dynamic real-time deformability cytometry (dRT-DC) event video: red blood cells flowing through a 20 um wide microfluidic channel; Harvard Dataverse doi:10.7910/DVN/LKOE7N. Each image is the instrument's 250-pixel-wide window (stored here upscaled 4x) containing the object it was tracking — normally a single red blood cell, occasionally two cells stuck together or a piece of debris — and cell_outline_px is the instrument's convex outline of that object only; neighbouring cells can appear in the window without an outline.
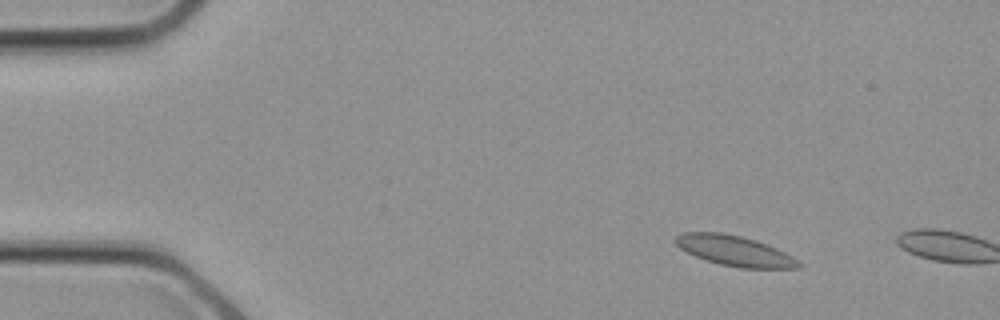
{"species": "common noctule bat (a hibernating species)", "species_latin": "Nyctalus noctula", "temperature_condition": "cold", "stored_images_in_passage": 4, "camera_frame_rate_fps": 3000, "um_per_image_px": 0.085, "animal": {"sex": "female", "body_mass_g": 21.9}, "frame": {"image": 1, "passage_image": 3, "time_ms": 0.667, "image_size_px": [1000, 320], "cell_outline_px": [[804, 264], [800, 268], [740, 268], [720, 264], [696, 256], [680, 248], [676, 244], [676, 236], [684, 232], [720, 232], [740, 236], [756, 240], [776, 248], [792, 256]], "centroid_in_image_um": [62.49, 21.32], "position_along_channel_um": 22.5, "area_um2": 21.5}}